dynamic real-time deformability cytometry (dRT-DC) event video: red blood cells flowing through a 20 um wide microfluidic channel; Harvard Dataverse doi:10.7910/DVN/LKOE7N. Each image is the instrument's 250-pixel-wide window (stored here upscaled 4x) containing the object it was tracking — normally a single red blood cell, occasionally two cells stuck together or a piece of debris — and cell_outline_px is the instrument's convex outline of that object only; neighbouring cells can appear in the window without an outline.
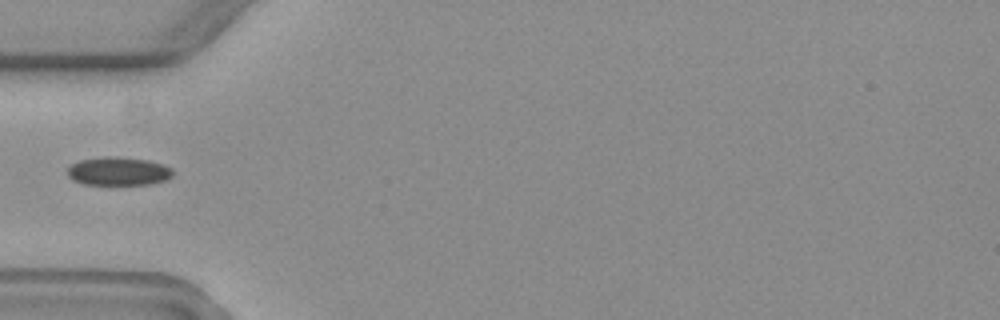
{"species": "common noctule bat (a hibernating species)", "species_latin": "Nyctalus noctula", "temperature_condition": "warm", "stored_images_in_passage": 7, "camera_frame_rate_fps": 3000, "um_per_image_px": 0.085, "animal": {"sex": "female", "body_mass_g": 19.3, "forearm_length_mm": 54.1}, "frame": {"image": 1, "passage_image": 1, "time_ms": 0.0, "image_size_px": [1000, 320], "cell_outline_px": [[172, 176], [164, 180], [148, 184], [84, 184], [72, 180], [68, 176], [68, 168], [72, 164], [80, 160], [104, 156], [120, 156], [148, 160], [164, 164], [172, 168]], "centroid_in_image_um": [10.06, 14.54], "position_along_channel_um": 74.9, "area_um2": 17.46}}
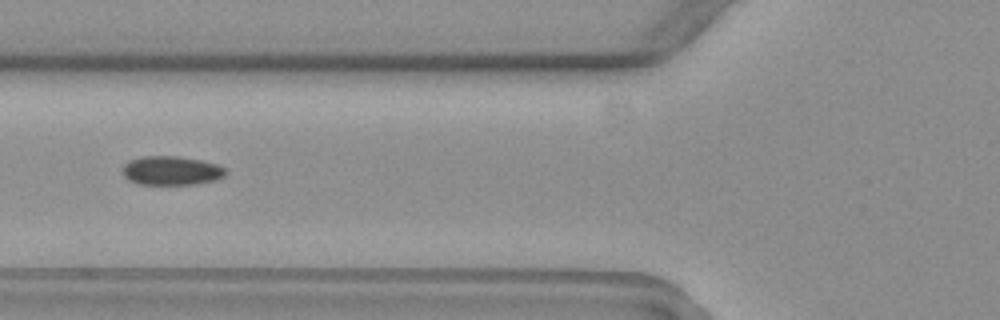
{"frame": {"image": 2, "passage_image": 4, "time_ms": 1.0, "image_size_px": [1000, 320], "cell_outline_px": [[228, 172], [224, 176], [216, 180], [196, 184], [136, 184], [128, 180], [124, 176], [124, 164], [128, 160], [144, 156], [176, 156], [200, 160], [216, 164], [224, 168]], "centroid_in_image_um": [14.56, 14.51], "position_along_channel_um": 111.2, "area_um2": 17.4}}